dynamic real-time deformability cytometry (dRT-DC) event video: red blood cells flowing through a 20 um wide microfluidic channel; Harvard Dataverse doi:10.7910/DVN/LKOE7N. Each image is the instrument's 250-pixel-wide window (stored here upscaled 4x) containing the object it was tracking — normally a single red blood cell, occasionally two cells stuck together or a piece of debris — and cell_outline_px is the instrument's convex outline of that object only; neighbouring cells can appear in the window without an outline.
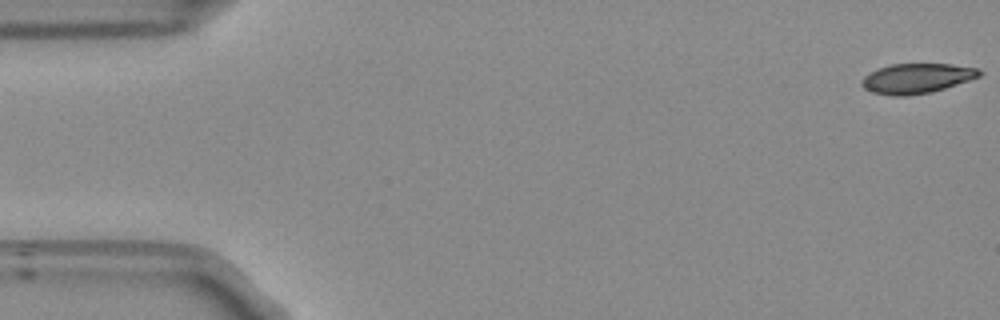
{"species": "Egyptian fruit bat (a non-hibernating species)", "species_latin": "Rousettus aegyptiacus", "temperature_condition": "room temperature", "stored_images_in_passage": 54, "camera_frame_rate_fps": 3000, "um_per_image_px": 0.085, "frame": {"image": 1, "passage_image": 1, "time_ms": 0.0, "image_size_px": [1000, 320], "cell_outline_px": [[980, 76], [944, 88], [928, 92], [908, 96], [892, 96], [872, 92], [864, 88], [860, 84], [860, 80], [864, 76], [880, 68], [892, 64], [952, 64], [976, 68], [980, 72]], "centroid_in_image_um": [77.87, 6.67], "position_along_channel_um": 7.1, "area_um2": 20.17}}
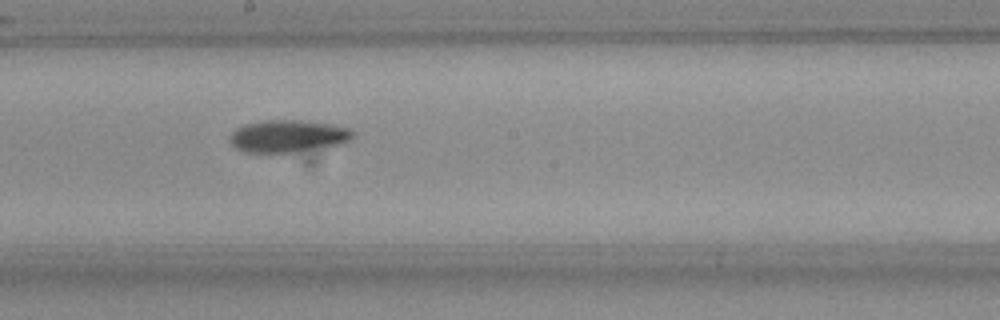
{"frame": {"image": 2, "passage_image": 29, "time_ms": 9.333, "image_size_px": [1000, 320], "cell_outline_px": [[356, 132], [352, 140], [340, 144], [288, 152], [244, 152], [236, 148], [232, 144], [232, 132], [236, 128], [244, 124], [264, 120], [308, 120], [332, 124], [348, 128]], "centroid_in_image_um": [24.52, 11.54], "position_along_channel_um": 223.7, "area_um2": 23.0}}
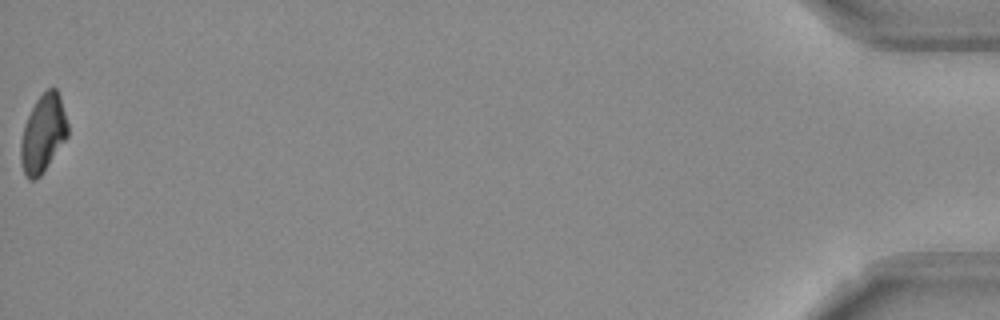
{"frame": {"image": 3, "passage_image": 54, "time_ms": 17.667, "image_size_px": [1000, 320], "cell_outline_px": [[68, 136], [40, 176], [36, 180], [28, 180], [24, 172], [20, 160], [20, 140], [24, 124], [36, 100], [48, 88], [56, 88], [60, 96], [68, 124]], "centroid_in_image_um": [3.65, 11.36], "position_along_channel_um": 431.6, "area_um2": 21.21}, "authors_computed_cell_mechanics": {"area_um2": 21.964, "velocity_mm_per_s": 3.7574, "shape_relaxation_time_tau1_ms": 6.6245, "shape_relaxation_time_tau2_ms": null, "deformation_change_tau1": 0.1585, "deformation_change_tau2": null}}